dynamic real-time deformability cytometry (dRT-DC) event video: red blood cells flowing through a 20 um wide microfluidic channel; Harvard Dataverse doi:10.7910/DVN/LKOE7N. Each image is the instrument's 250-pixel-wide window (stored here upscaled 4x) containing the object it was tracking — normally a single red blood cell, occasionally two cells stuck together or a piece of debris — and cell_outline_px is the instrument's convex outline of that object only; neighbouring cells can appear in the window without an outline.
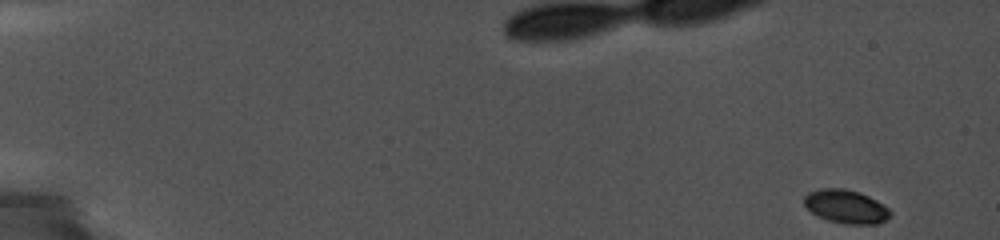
{"species": "common noctule bat (a hibernating species)", "species_latin": "Nyctalus noctula", "temperature_condition": "cold", "stored_images_in_passage": 17, "camera_frame_rate_fps": 5000, "um_per_image_px": 0.085, "animal": {"sex": "female", "body_mass_g": 19.0, "forearm_length_mm": 56.7}, "frame": {"image": 1, "passage_image": 1, "time_ms": 0.0, "image_size_px": [1000, 240], "cell_outline_px": [[892, 216], [876, 224], [844, 224], [828, 220], [812, 212], [804, 204], [804, 196], [808, 192], [820, 188], [844, 188], [860, 192], [876, 200], [888, 208], [892, 212]], "centroid_in_image_um": [71.92, 17.55], "position_along_channel_um": 13.1, "area_um2": 16.82}}
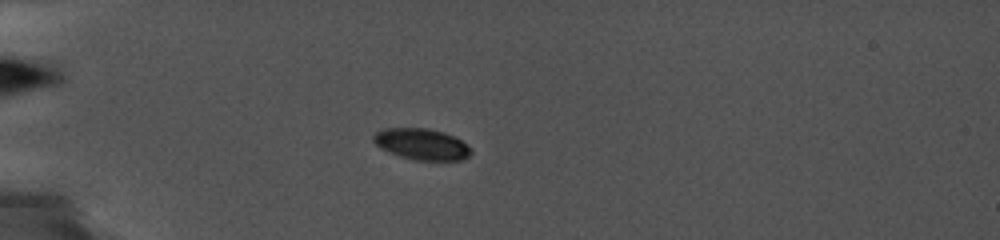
{"frame": {"image": 2, "passage_image": 10, "time_ms": 4.8, "image_size_px": [1000, 240], "cell_outline_px": [[472, 152], [464, 160], [416, 160], [400, 156], [380, 148], [372, 140], [372, 136], [376, 132], [384, 128], [428, 128], [444, 132], [468, 144], [472, 148]], "centroid_in_image_um": [35.85, 12.25], "position_along_channel_um": 49.1, "area_um2": 17.8}}